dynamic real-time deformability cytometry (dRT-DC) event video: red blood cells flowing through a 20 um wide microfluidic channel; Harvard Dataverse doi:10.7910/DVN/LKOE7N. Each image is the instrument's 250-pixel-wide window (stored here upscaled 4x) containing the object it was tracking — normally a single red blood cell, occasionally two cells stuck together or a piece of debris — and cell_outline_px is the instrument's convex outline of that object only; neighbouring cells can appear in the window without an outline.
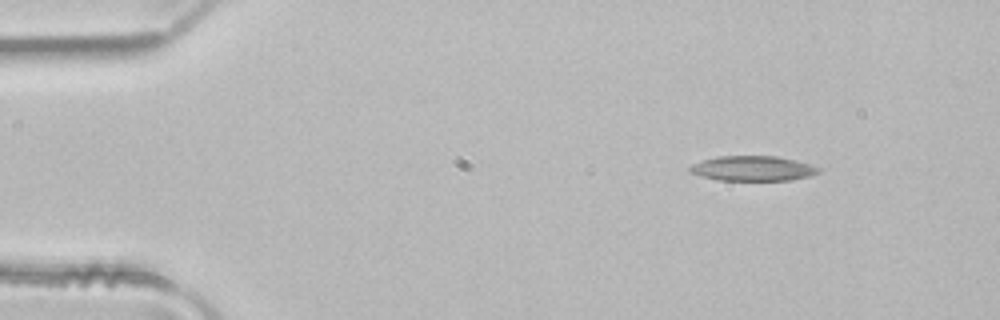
{"species": "common noctule bat (a hibernating species)", "species_latin": "Nyctalus noctula", "temperature_condition": "room temperature", "stored_images_in_passage": 5, "camera_frame_rate_fps": 3000, "um_per_image_px": 0.085, "animal": {"sex": "male", "body_mass_g": 21.5, "forearm_length_mm": 52.0}, "frame": {"image": 1, "passage_image": 5, "time_ms": 1.333, "image_size_px": [1000, 320], "cell_outline_px": [[820, 172], [812, 176], [792, 180], [720, 180], [700, 176], [688, 172], [688, 168], [692, 164], [704, 160], [720, 156], [776, 156], [796, 160], [820, 168]], "centroid_in_image_um": [64.0, 14.32], "position_along_channel_um": 21.0, "area_um2": 18.73}}